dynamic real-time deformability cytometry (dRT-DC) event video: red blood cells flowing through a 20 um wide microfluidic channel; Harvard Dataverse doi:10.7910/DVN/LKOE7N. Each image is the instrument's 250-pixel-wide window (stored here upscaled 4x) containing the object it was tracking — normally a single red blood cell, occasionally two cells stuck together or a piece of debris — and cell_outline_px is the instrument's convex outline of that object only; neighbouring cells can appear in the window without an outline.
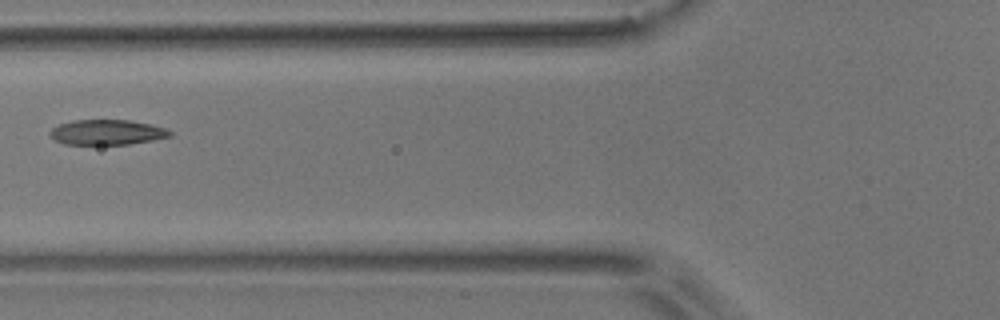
{"species": "common noctule bat (a hibernating species)", "species_latin": "Nyctalus noctula", "temperature_condition": "room temperature", "stored_images_in_passage": 7, "camera_frame_rate_fps": 3000, "um_per_image_px": 0.085, "animal": {"sex": "male", "body_mass_g": 17.9}, "frame": {"image": 1, "passage_image": 5, "time_ms": 4.667, "image_size_px": [1000, 320], "cell_outline_px": [[172, 136], [152, 140], [128, 144], [64, 144], [56, 140], [48, 132], [52, 128], [60, 124], [72, 120], [128, 120], [148, 124], [164, 128], [172, 132]], "centroid_in_image_um": [9.08, 11.24], "position_along_channel_um": 116.7, "area_um2": 17.34}}
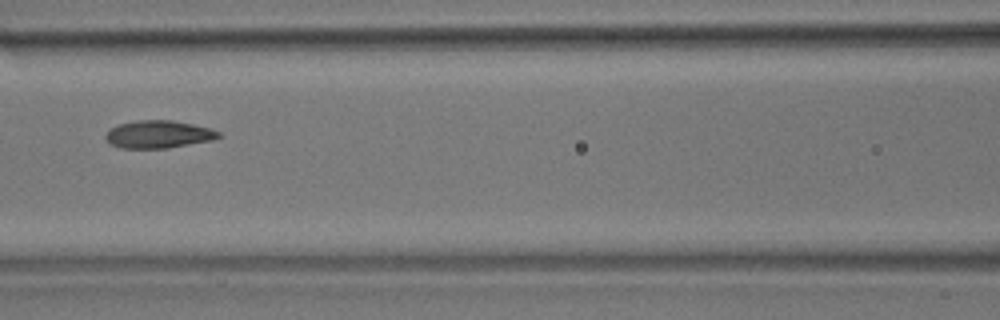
{"frame": {"image": 2, "passage_image": 6, "time_ms": 5.667, "image_size_px": [1000, 320], "cell_outline_px": [[224, 136], [212, 140], [168, 148], [120, 148], [108, 144], [104, 136], [112, 128], [120, 124], [140, 120], [172, 120], [192, 124], [208, 128], [220, 132]], "centroid_in_image_um": [13.48, 11.43], "position_along_channel_um": 153.1, "area_um2": 18.15}}
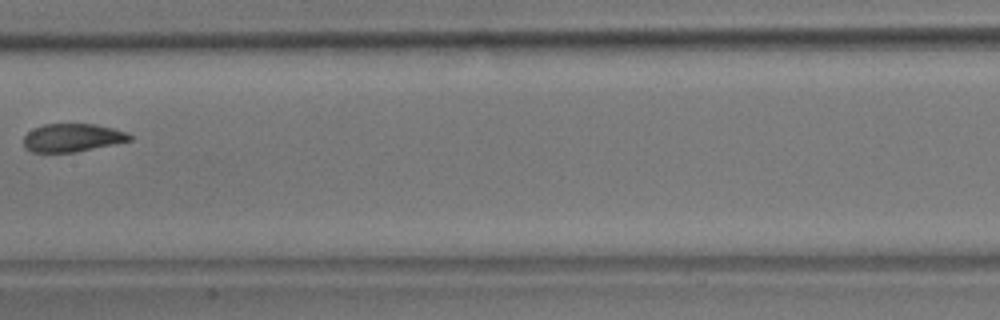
{"frame": {"image": 3, "passage_image": 7, "time_ms": 7.0, "image_size_px": [1000, 320], "cell_outline_px": [[132, 140], [76, 152], [32, 152], [24, 148], [24, 136], [28, 132], [44, 124], [92, 124], [112, 128], [128, 132], [132, 136]], "centroid_in_image_um": [6.15, 11.71], "position_along_channel_um": 201.2, "area_um2": 17.28}}